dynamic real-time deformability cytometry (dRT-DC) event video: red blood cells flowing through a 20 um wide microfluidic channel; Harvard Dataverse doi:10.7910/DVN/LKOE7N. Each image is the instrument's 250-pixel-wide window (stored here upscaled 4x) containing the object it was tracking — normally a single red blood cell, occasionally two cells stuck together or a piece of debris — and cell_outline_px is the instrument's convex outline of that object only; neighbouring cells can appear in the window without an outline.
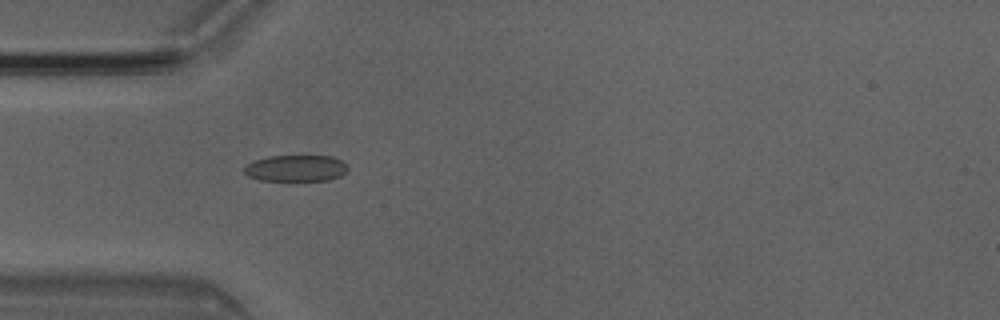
{"species": "Egyptian fruit bat (a non-hibernating species)", "species_latin": "Rousettus aegyptiacus", "temperature_condition": "room temperature", "stored_images_in_passage": 6, "camera_frame_rate_fps": 3000, "um_per_image_px": 0.085, "animal": {"sex": "male"}, "frame": {"image": 1, "passage_image": 4, "time_ms": 1.0, "image_size_px": [1000, 320], "cell_outline_px": [[348, 168], [340, 176], [328, 180], [260, 180], [248, 176], [244, 172], [244, 168], [248, 164], [256, 160], [268, 156], [332, 156], [340, 160]], "centroid_in_image_um": [25.14, 14.3], "position_along_channel_um": 59.9, "area_um2": 15.66}}